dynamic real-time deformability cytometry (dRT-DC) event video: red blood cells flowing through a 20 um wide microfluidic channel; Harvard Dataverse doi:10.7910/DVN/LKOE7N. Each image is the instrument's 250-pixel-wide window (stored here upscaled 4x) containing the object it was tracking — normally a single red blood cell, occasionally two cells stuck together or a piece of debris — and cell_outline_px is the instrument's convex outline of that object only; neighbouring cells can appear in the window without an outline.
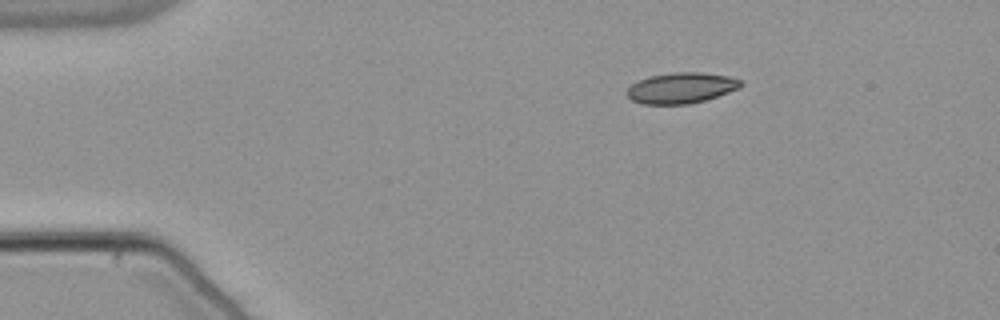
{"species": "common noctule bat (a hibernating species)", "species_latin": "Nyctalus noctula", "temperature_condition": "warm", "stored_images_in_passage": 46, "camera_frame_rate_fps": 3000, "um_per_image_px": 0.085, "animal": {"sex": "male", "body_mass_g": 21.5, "forearm_length_mm": 52.0}, "frame": {"image": 1, "passage_image": 1, "time_ms": 0.0, "image_size_px": [1000, 320], "cell_outline_px": [[744, 84], [740, 88], [704, 100], [688, 104], [644, 104], [632, 100], [624, 92], [632, 84], [640, 80], [652, 76], [672, 72], [700, 72], [728, 76], [740, 80]], "centroid_in_image_um": [57.9, 7.47], "position_along_channel_um": 27.1, "area_um2": 20.23}}
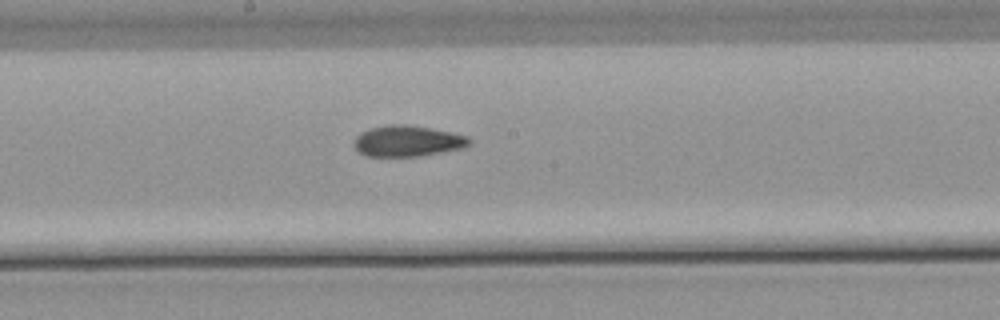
{"frame": {"image": 2, "passage_image": 21, "time_ms": 6.667, "image_size_px": [1000, 320], "cell_outline_px": [[472, 140], [464, 148], [416, 156], [364, 156], [352, 144], [356, 136], [360, 132], [368, 128], [388, 124], [408, 124], [468, 136]], "centroid_in_image_um": [34.58, 11.98], "position_along_channel_um": 213.6, "area_um2": 20.75}}
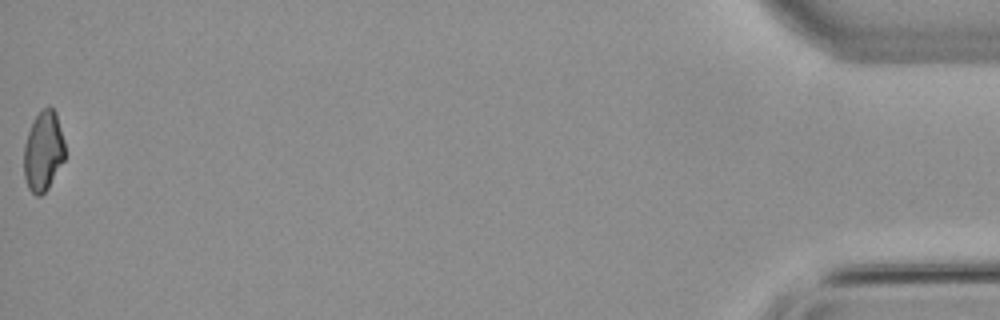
{"frame": {"image": 3, "passage_image": 46, "time_ms": 15.0, "image_size_px": [1000, 320], "cell_outline_px": [[64, 160], [48, 188], [40, 196], [36, 196], [28, 188], [24, 176], [24, 144], [28, 132], [36, 116], [48, 104], [56, 112], [64, 140]], "centroid_in_image_um": [3.68, 12.85], "position_along_channel_um": 431.5, "area_um2": 19.02}, "authors_computed_cell_mechanics": {"area_um2": 20.3456, "velocity_mm_per_s": 3.8066, "shape_relaxation_time_tau1_ms": null, "shape_relaxation_time_tau2_ms": 3.219, "deformation_change_tau1": null, "deformation_change_tau2": 0.0934}}